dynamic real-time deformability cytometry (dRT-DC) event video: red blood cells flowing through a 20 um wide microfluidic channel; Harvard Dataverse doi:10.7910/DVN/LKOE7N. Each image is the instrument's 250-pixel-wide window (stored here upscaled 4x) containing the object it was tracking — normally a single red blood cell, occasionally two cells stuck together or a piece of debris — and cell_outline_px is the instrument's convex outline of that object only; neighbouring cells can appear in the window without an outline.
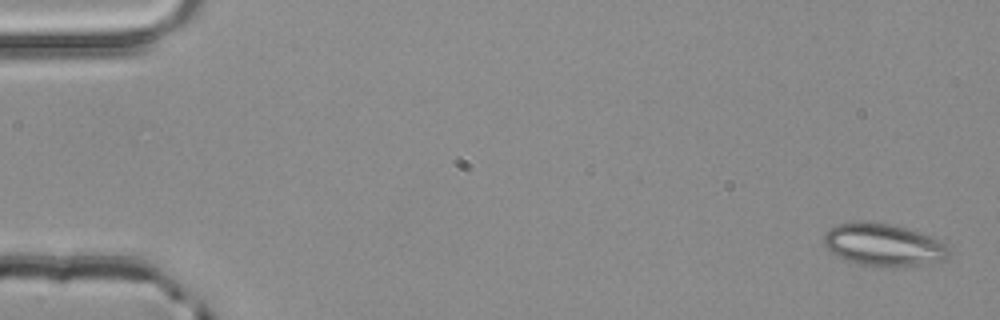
{"species": "common noctule bat (a hibernating species)", "species_latin": "Nyctalus noctula", "temperature_condition": "room temperature", "stored_images_in_passage": 5, "camera_frame_rate_fps": 3000, "um_per_image_px": 0.085, "animal": {"sex": "male", "body_mass_g": 20.4}, "frame": {"image": 1, "passage_image": 1, "time_ms": 0.0, "image_size_px": [1000, 320], "cell_outline_px": [[948, 256], [944, 260], [920, 264], [892, 268], [860, 264], [848, 260], [828, 252], [824, 244], [824, 232], [828, 228], [836, 224], [864, 220], [888, 224], [904, 228], [932, 236], [944, 240], [948, 244]], "centroid_in_image_um": [75.07, 20.8], "position_along_channel_um": 9.9, "area_um2": 31.27}}